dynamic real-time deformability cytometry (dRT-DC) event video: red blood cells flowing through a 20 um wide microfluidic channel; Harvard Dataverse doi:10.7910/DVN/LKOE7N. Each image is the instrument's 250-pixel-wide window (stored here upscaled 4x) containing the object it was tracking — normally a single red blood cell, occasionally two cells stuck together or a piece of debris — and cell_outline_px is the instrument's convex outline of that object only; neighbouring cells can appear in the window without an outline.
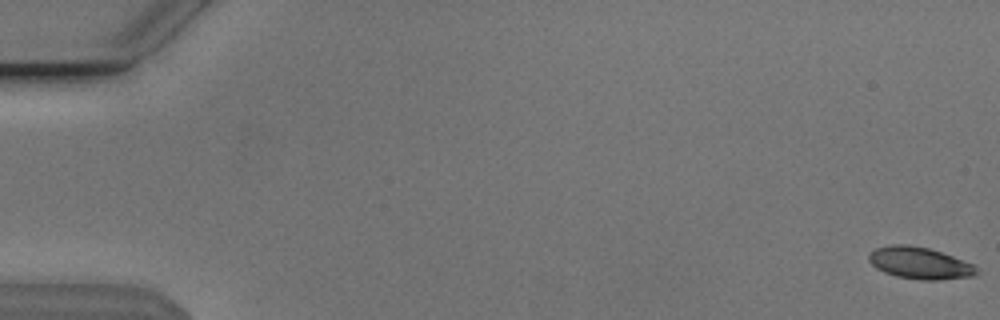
{"species": "Egyptian fruit bat (a non-hibernating species)", "species_latin": "Rousettus aegyptiacus", "temperature_condition": "cold", "stored_images_in_passage": 56, "segment_of_instrument_passage": [1, 2], "camera_frame_rate_fps": 3000, "um_per_image_px": 0.085, "animal": {"sex": "male"}, "frame": {"image": 1, "passage_image": 1, "time_ms": 0.0, "image_size_px": [1000, 320], "cell_outline_px": [[980, 272], [972, 276], [940, 280], [920, 280], [896, 276], [884, 272], [876, 268], [868, 260], [868, 256], [876, 248], [892, 244], [908, 244], [928, 248], [952, 256], [972, 264]], "centroid_in_image_um": [78.16, 22.36], "position_along_channel_um": 6.8, "area_um2": 19.88}}
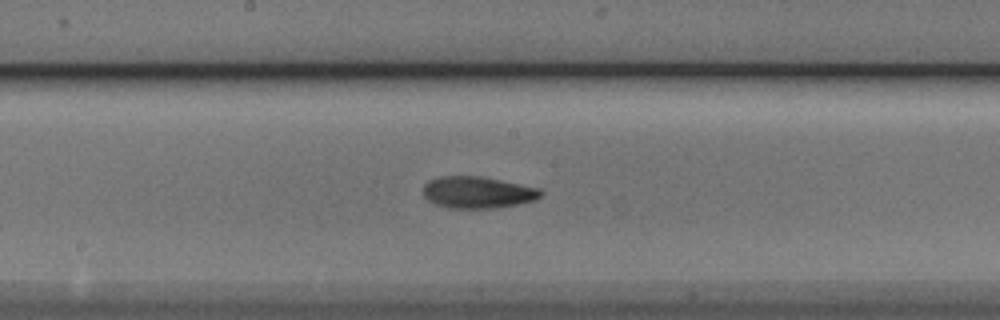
{"frame": {"image": 2, "passage_image": 30, "time_ms": 9.667, "image_size_px": [1000, 320], "cell_outline_px": [[544, 192], [536, 200], [516, 204], [492, 208], [448, 208], [436, 204], [428, 200], [424, 196], [424, 184], [428, 180], [440, 176], [480, 176], [540, 188]], "centroid_in_image_um": [40.59, 16.35], "position_along_channel_um": 207.6, "area_um2": 21.68}}
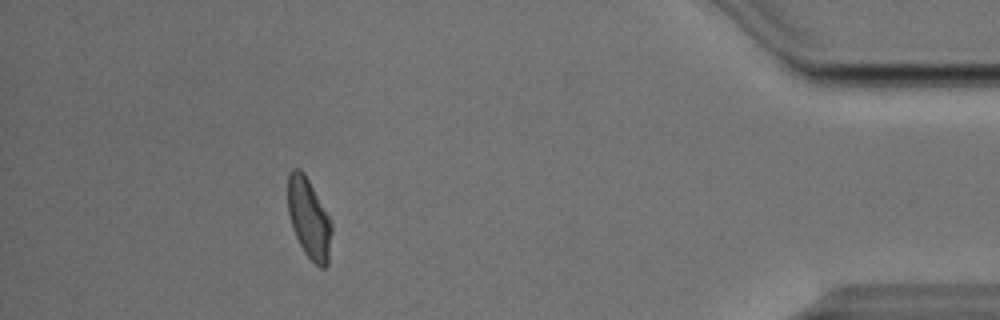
{"frame": {"image": 3, "passage_image": 50, "time_ms": 16.333, "image_size_px": [1000, 320], "cell_outline_px": [[332, 232], [328, 264], [324, 268], [320, 268], [304, 252], [292, 228], [288, 212], [288, 172], [292, 168], [300, 168], [304, 172], [328, 216], [332, 224]], "centroid_in_image_um": [26.25, 18.56], "position_along_channel_um": 409.0, "area_um2": 20.29}}